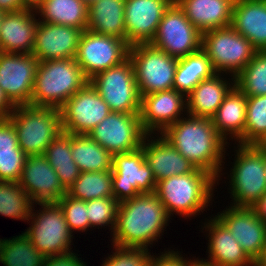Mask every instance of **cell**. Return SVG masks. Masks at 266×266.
Returning <instances> with one entry per match:
<instances>
[{"label":"cell","mask_w":266,"mask_h":266,"mask_svg":"<svg viewBox=\"0 0 266 266\" xmlns=\"http://www.w3.org/2000/svg\"><path fill=\"white\" fill-rule=\"evenodd\" d=\"M186 116L170 125L162 135L184 158L196 168L212 174L218 183L229 142L217 133L212 118Z\"/></svg>","instance_id":"obj_1"},{"label":"cell","mask_w":266,"mask_h":266,"mask_svg":"<svg viewBox=\"0 0 266 266\" xmlns=\"http://www.w3.org/2000/svg\"><path fill=\"white\" fill-rule=\"evenodd\" d=\"M170 219L155 192L139 194L119 203L112 244L148 249L158 242Z\"/></svg>","instance_id":"obj_2"},{"label":"cell","mask_w":266,"mask_h":266,"mask_svg":"<svg viewBox=\"0 0 266 266\" xmlns=\"http://www.w3.org/2000/svg\"><path fill=\"white\" fill-rule=\"evenodd\" d=\"M216 181L209 172L195 168L191 173L158 181L155 193L169 216L176 212L189 218L208 208Z\"/></svg>","instance_id":"obj_3"},{"label":"cell","mask_w":266,"mask_h":266,"mask_svg":"<svg viewBox=\"0 0 266 266\" xmlns=\"http://www.w3.org/2000/svg\"><path fill=\"white\" fill-rule=\"evenodd\" d=\"M87 82L75 58L39 61L29 105L59 109Z\"/></svg>","instance_id":"obj_4"},{"label":"cell","mask_w":266,"mask_h":266,"mask_svg":"<svg viewBox=\"0 0 266 266\" xmlns=\"http://www.w3.org/2000/svg\"><path fill=\"white\" fill-rule=\"evenodd\" d=\"M17 133L18 146L28 155H43L47 146L62 132L58 108L16 106L8 117Z\"/></svg>","instance_id":"obj_5"},{"label":"cell","mask_w":266,"mask_h":266,"mask_svg":"<svg viewBox=\"0 0 266 266\" xmlns=\"http://www.w3.org/2000/svg\"><path fill=\"white\" fill-rule=\"evenodd\" d=\"M237 148L230 171V205L252 207L266 193L265 150L238 143Z\"/></svg>","instance_id":"obj_6"},{"label":"cell","mask_w":266,"mask_h":266,"mask_svg":"<svg viewBox=\"0 0 266 266\" xmlns=\"http://www.w3.org/2000/svg\"><path fill=\"white\" fill-rule=\"evenodd\" d=\"M201 49L210 59L215 73H230L231 81H235L257 52L252 43L232 26L202 33Z\"/></svg>","instance_id":"obj_7"},{"label":"cell","mask_w":266,"mask_h":266,"mask_svg":"<svg viewBox=\"0 0 266 266\" xmlns=\"http://www.w3.org/2000/svg\"><path fill=\"white\" fill-rule=\"evenodd\" d=\"M128 57L141 96L173 88L177 58L150 44L131 45Z\"/></svg>","instance_id":"obj_8"},{"label":"cell","mask_w":266,"mask_h":266,"mask_svg":"<svg viewBox=\"0 0 266 266\" xmlns=\"http://www.w3.org/2000/svg\"><path fill=\"white\" fill-rule=\"evenodd\" d=\"M35 204L40 205L43 209L38 212L32 209L29 217V220H32V225L23 233L31 240L33 246L46 257L71 251L73 235L60 205L57 202Z\"/></svg>","instance_id":"obj_9"},{"label":"cell","mask_w":266,"mask_h":266,"mask_svg":"<svg viewBox=\"0 0 266 266\" xmlns=\"http://www.w3.org/2000/svg\"><path fill=\"white\" fill-rule=\"evenodd\" d=\"M89 82L111 112L140 113L141 95L129 57L121 64L97 73Z\"/></svg>","instance_id":"obj_10"},{"label":"cell","mask_w":266,"mask_h":266,"mask_svg":"<svg viewBox=\"0 0 266 266\" xmlns=\"http://www.w3.org/2000/svg\"><path fill=\"white\" fill-rule=\"evenodd\" d=\"M202 33L188 20L174 1L162 17L149 43L177 59L201 49Z\"/></svg>","instance_id":"obj_11"},{"label":"cell","mask_w":266,"mask_h":266,"mask_svg":"<svg viewBox=\"0 0 266 266\" xmlns=\"http://www.w3.org/2000/svg\"><path fill=\"white\" fill-rule=\"evenodd\" d=\"M157 182L146 162L143 149L113 155L112 188L118 203L142 193H153Z\"/></svg>","instance_id":"obj_12"},{"label":"cell","mask_w":266,"mask_h":266,"mask_svg":"<svg viewBox=\"0 0 266 266\" xmlns=\"http://www.w3.org/2000/svg\"><path fill=\"white\" fill-rule=\"evenodd\" d=\"M129 48L125 40L84 30L75 60L84 76L90 80L97 73L125 61Z\"/></svg>","instance_id":"obj_13"},{"label":"cell","mask_w":266,"mask_h":266,"mask_svg":"<svg viewBox=\"0 0 266 266\" xmlns=\"http://www.w3.org/2000/svg\"><path fill=\"white\" fill-rule=\"evenodd\" d=\"M62 131L87 135L111 110L90 82L60 108Z\"/></svg>","instance_id":"obj_14"},{"label":"cell","mask_w":266,"mask_h":266,"mask_svg":"<svg viewBox=\"0 0 266 266\" xmlns=\"http://www.w3.org/2000/svg\"><path fill=\"white\" fill-rule=\"evenodd\" d=\"M88 135L113 156L139 149L146 133L139 114L110 112Z\"/></svg>","instance_id":"obj_15"},{"label":"cell","mask_w":266,"mask_h":266,"mask_svg":"<svg viewBox=\"0 0 266 266\" xmlns=\"http://www.w3.org/2000/svg\"><path fill=\"white\" fill-rule=\"evenodd\" d=\"M38 63L33 54L0 52V86L15 106L30 104Z\"/></svg>","instance_id":"obj_16"},{"label":"cell","mask_w":266,"mask_h":266,"mask_svg":"<svg viewBox=\"0 0 266 266\" xmlns=\"http://www.w3.org/2000/svg\"><path fill=\"white\" fill-rule=\"evenodd\" d=\"M186 96L175 89L141 96L140 122L146 134H162L187 110Z\"/></svg>","instance_id":"obj_17"},{"label":"cell","mask_w":266,"mask_h":266,"mask_svg":"<svg viewBox=\"0 0 266 266\" xmlns=\"http://www.w3.org/2000/svg\"><path fill=\"white\" fill-rule=\"evenodd\" d=\"M230 231L247 256L255 262L266 246V224L251 207L229 206L215 215Z\"/></svg>","instance_id":"obj_18"},{"label":"cell","mask_w":266,"mask_h":266,"mask_svg":"<svg viewBox=\"0 0 266 266\" xmlns=\"http://www.w3.org/2000/svg\"><path fill=\"white\" fill-rule=\"evenodd\" d=\"M174 0H125L126 42L149 44L154 38L164 13Z\"/></svg>","instance_id":"obj_19"},{"label":"cell","mask_w":266,"mask_h":266,"mask_svg":"<svg viewBox=\"0 0 266 266\" xmlns=\"http://www.w3.org/2000/svg\"><path fill=\"white\" fill-rule=\"evenodd\" d=\"M84 30L39 21L32 54L39 61L75 58Z\"/></svg>","instance_id":"obj_20"},{"label":"cell","mask_w":266,"mask_h":266,"mask_svg":"<svg viewBox=\"0 0 266 266\" xmlns=\"http://www.w3.org/2000/svg\"><path fill=\"white\" fill-rule=\"evenodd\" d=\"M19 184L34 203L57 202L66 190L44 155H28Z\"/></svg>","instance_id":"obj_21"},{"label":"cell","mask_w":266,"mask_h":266,"mask_svg":"<svg viewBox=\"0 0 266 266\" xmlns=\"http://www.w3.org/2000/svg\"><path fill=\"white\" fill-rule=\"evenodd\" d=\"M157 134V139H154L156 137H153L152 134H146L141 144L146 162L152 170L156 182L173 175L180 176L191 173L196 167L184 158L167 138L162 134L159 136L158 132Z\"/></svg>","instance_id":"obj_22"},{"label":"cell","mask_w":266,"mask_h":266,"mask_svg":"<svg viewBox=\"0 0 266 266\" xmlns=\"http://www.w3.org/2000/svg\"><path fill=\"white\" fill-rule=\"evenodd\" d=\"M207 221L203 228L209 231V259H200L202 262L210 266H254V262L216 216Z\"/></svg>","instance_id":"obj_23"},{"label":"cell","mask_w":266,"mask_h":266,"mask_svg":"<svg viewBox=\"0 0 266 266\" xmlns=\"http://www.w3.org/2000/svg\"><path fill=\"white\" fill-rule=\"evenodd\" d=\"M31 10L6 12L0 25V51L32 54L38 20Z\"/></svg>","instance_id":"obj_24"},{"label":"cell","mask_w":266,"mask_h":266,"mask_svg":"<svg viewBox=\"0 0 266 266\" xmlns=\"http://www.w3.org/2000/svg\"><path fill=\"white\" fill-rule=\"evenodd\" d=\"M201 32L231 26L235 0H174Z\"/></svg>","instance_id":"obj_25"},{"label":"cell","mask_w":266,"mask_h":266,"mask_svg":"<svg viewBox=\"0 0 266 266\" xmlns=\"http://www.w3.org/2000/svg\"><path fill=\"white\" fill-rule=\"evenodd\" d=\"M231 26L257 51H266V0H235Z\"/></svg>","instance_id":"obj_26"},{"label":"cell","mask_w":266,"mask_h":266,"mask_svg":"<svg viewBox=\"0 0 266 266\" xmlns=\"http://www.w3.org/2000/svg\"><path fill=\"white\" fill-rule=\"evenodd\" d=\"M223 74L215 73L211 78L202 80L187 96V114L195 117L212 118L225 96L235 86L221 77ZM231 82V83H229Z\"/></svg>","instance_id":"obj_27"},{"label":"cell","mask_w":266,"mask_h":266,"mask_svg":"<svg viewBox=\"0 0 266 266\" xmlns=\"http://www.w3.org/2000/svg\"><path fill=\"white\" fill-rule=\"evenodd\" d=\"M247 96L234 86L212 117L217 133L227 142V136L239 142L244 136Z\"/></svg>","instance_id":"obj_28"},{"label":"cell","mask_w":266,"mask_h":266,"mask_svg":"<svg viewBox=\"0 0 266 266\" xmlns=\"http://www.w3.org/2000/svg\"><path fill=\"white\" fill-rule=\"evenodd\" d=\"M125 0H96L88 6L87 30L126 41Z\"/></svg>","instance_id":"obj_29"},{"label":"cell","mask_w":266,"mask_h":266,"mask_svg":"<svg viewBox=\"0 0 266 266\" xmlns=\"http://www.w3.org/2000/svg\"><path fill=\"white\" fill-rule=\"evenodd\" d=\"M71 153L80 172L112 170L113 156L88 134H71Z\"/></svg>","instance_id":"obj_30"},{"label":"cell","mask_w":266,"mask_h":266,"mask_svg":"<svg viewBox=\"0 0 266 266\" xmlns=\"http://www.w3.org/2000/svg\"><path fill=\"white\" fill-rule=\"evenodd\" d=\"M215 74L210 59L202 50L178 59L173 89L187 96L202 80Z\"/></svg>","instance_id":"obj_31"},{"label":"cell","mask_w":266,"mask_h":266,"mask_svg":"<svg viewBox=\"0 0 266 266\" xmlns=\"http://www.w3.org/2000/svg\"><path fill=\"white\" fill-rule=\"evenodd\" d=\"M46 23L87 30L88 5L83 0H44L36 11Z\"/></svg>","instance_id":"obj_32"},{"label":"cell","mask_w":266,"mask_h":266,"mask_svg":"<svg viewBox=\"0 0 266 266\" xmlns=\"http://www.w3.org/2000/svg\"><path fill=\"white\" fill-rule=\"evenodd\" d=\"M59 177L60 183L67 191L80 175V170L71 153V133L61 132L50 143L43 154Z\"/></svg>","instance_id":"obj_33"},{"label":"cell","mask_w":266,"mask_h":266,"mask_svg":"<svg viewBox=\"0 0 266 266\" xmlns=\"http://www.w3.org/2000/svg\"><path fill=\"white\" fill-rule=\"evenodd\" d=\"M45 259L24 233L0 239V263L4 266H44Z\"/></svg>","instance_id":"obj_34"},{"label":"cell","mask_w":266,"mask_h":266,"mask_svg":"<svg viewBox=\"0 0 266 266\" xmlns=\"http://www.w3.org/2000/svg\"><path fill=\"white\" fill-rule=\"evenodd\" d=\"M66 193L84 201L113 196L112 170L81 172Z\"/></svg>","instance_id":"obj_35"},{"label":"cell","mask_w":266,"mask_h":266,"mask_svg":"<svg viewBox=\"0 0 266 266\" xmlns=\"http://www.w3.org/2000/svg\"><path fill=\"white\" fill-rule=\"evenodd\" d=\"M34 204L19 182L0 181V215L29 221Z\"/></svg>","instance_id":"obj_36"},{"label":"cell","mask_w":266,"mask_h":266,"mask_svg":"<svg viewBox=\"0 0 266 266\" xmlns=\"http://www.w3.org/2000/svg\"><path fill=\"white\" fill-rule=\"evenodd\" d=\"M235 86L247 97L266 95V51H257L235 77Z\"/></svg>","instance_id":"obj_37"},{"label":"cell","mask_w":266,"mask_h":266,"mask_svg":"<svg viewBox=\"0 0 266 266\" xmlns=\"http://www.w3.org/2000/svg\"><path fill=\"white\" fill-rule=\"evenodd\" d=\"M266 135V95L247 97L242 145H257Z\"/></svg>","instance_id":"obj_38"},{"label":"cell","mask_w":266,"mask_h":266,"mask_svg":"<svg viewBox=\"0 0 266 266\" xmlns=\"http://www.w3.org/2000/svg\"><path fill=\"white\" fill-rule=\"evenodd\" d=\"M89 227L98 229L108 226L113 232L116 225L117 211L119 203L114 197L92 199L86 201ZM111 225V226H110ZM100 226V227H99Z\"/></svg>","instance_id":"obj_39"},{"label":"cell","mask_w":266,"mask_h":266,"mask_svg":"<svg viewBox=\"0 0 266 266\" xmlns=\"http://www.w3.org/2000/svg\"><path fill=\"white\" fill-rule=\"evenodd\" d=\"M62 208L71 233L89 230L86 201L69 196L67 193L57 201Z\"/></svg>","instance_id":"obj_40"},{"label":"cell","mask_w":266,"mask_h":266,"mask_svg":"<svg viewBox=\"0 0 266 266\" xmlns=\"http://www.w3.org/2000/svg\"><path fill=\"white\" fill-rule=\"evenodd\" d=\"M111 245L115 252L102 262V266H150L153 255L149 249Z\"/></svg>","instance_id":"obj_41"},{"label":"cell","mask_w":266,"mask_h":266,"mask_svg":"<svg viewBox=\"0 0 266 266\" xmlns=\"http://www.w3.org/2000/svg\"><path fill=\"white\" fill-rule=\"evenodd\" d=\"M26 159L22 150L14 155L0 156V181L19 182Z\"/></svg>","instance_id":"obj_42"},{"label":"cell","mask_w":266,"mask_h":266,"mask_svg":"<svg viewBox=\"0 0 266 266\" xmlns=\"http://www.w3.org/2000/svg\"><path fill=\"white\" fill-rule=\"evenodd\" d=\"M17 133L9 118H0V156L14 155L20 151Z\"/></svg>","instance_id":"obj_43"},{"label":"cell","mask_w":266,"mask_h":266,"mask_svg":"<svg viewBox=\"0 0 266 266\" xmlns=\"http://www.w3.org/2000/svg\"><path fill=\"white\" fill-rule=\"evenodd\" d=\"M178 251H165L162 252L160 256H155L154 254L151 258L150 266H194L197 259L187 260L185 257L181 256Z\"/></svg>","instance_id":"obj_44"},{"label":"cell","mask_w":266,"mask_h":266,"mask_svg":"<svg viewBox=\"0 0 266 266\" xmlns=\"http://www.w3.org/2000/svg\"><path fill=\"white\" fill-rule=\"evenodd\" d=\"M73 251L46 257L44 266H86Z\"/></svg>","instance_id":"obj_45"},{"label":"cell","mask_w":266,"mask_h":266,"mask_svg":"<svg viewBox=\"0 0 266 266\" xmlns=\"http://www.w3.org/2000/svg\"><path fill=\"white\" fill-rule=\"evenodd\" d=\"M16 106L10 101L0 86V118H8Z\"/></svg>","instance_id":"obj_46"},{"label":"cell","mask_w":266,"mask_h":266,"mask_svg":"<svg viewBox=\"0 0 266 266\" xmlns=\"http://www.w3.org/2000/svg\"><path fill=\"white\" fill-rule=\"evenodd\" d=\"M0 9L5 12H18L25 8L21 0H0Z\"/></svg>","instance_id":"obj_47"},{"label":"cell","mask_w":266,"mask_h":266,"mask_svg":"<svg viewBox=\"0 0 266 266\" xmlns=\"http://www.w3.org/2000/svg\"><path fill=\"white\" fill-rule=\"evenodd\" d=\"M257 214L259 219H261L266 224V193L251 207Z\"/></svg>","instance_id":"obj_48"},{"label":"cell","mask_w":266,"mask_h":266,"mask_svg":"<svg viewBox=\"0 0 266 266\" xmlns=\"http://www.w3.org/2000/svg\"><path fill=\"white\" fill-rule=\"evenodd\" d=\"M43 1L44 0H21L25 9L35 12L41 7Z\"/></svg>","instance_id":"obj_49"},{"label":"cell","mask_w":266,"mask_h":266,"mask_svg":"<svg viewBox=\"0 0 266 266\" xmlns=\"http://www.w3.org/2000/svg\"><path fill=\"white\" fill-rule=\"evenodd\" d=\"M254 266H266V246L264 247L260 257L254 262Z\"/></svg>","instance_id":"obj_50"},{"label":"cell","mask_w":266,"mask_h":266,"mask_svg":"<svg viewBox=\"0 0 266 266\" xmlns=\"http://www.w3.org/2000/svg\"><path fill=\"white\" fill-rule=\"evenodd\" d=\"M257 146L259 148H262L264 150H266V135L264 136V138L257 144Z\"/></svg>","instance_id":"obj_51"},{"label":"cell","mask_w":266,"mask_h":266,"mask_svg":"<svg viewBox=\"0 0 266 266\" xmlns=\"http://www.w3.org/2000/svg\"><path fill=\"white\" fill-rule=\"evenodd\" d=\"M194 266H210V265L205 264L204 262H202L197 258V261L195 262Z\"/></svg>","instance_id":"obj_52"},{"label":"cell","mask_w":266,"mask_h":266,"mask_svg":"<svg viewBox=\"0 0 266 266\" xmlns=\"http://www.w3.org/2000/svg\"><path fill=\"white\" fill-rule=\"evenodd\" d=\"M5 13H6L5 11L0 9V25H1V22H2V19H3L4 15H5Z\"/></svg>","instance_id":"obj_53"},{"label":"cell","mask_w":266,"mask_h":266,"mask_svg":"<svg viewBox=\"0 0 266 266\" xmlns=\"http://www.w3.org/2000/svg\"><path fill=\"white\" fill-rule=\"evenodd\" d=\"M88 6L96 0H83Z\"/></svg>","instance_id":"obj_54"},{"label":"cell","mask_w":266,"mask_h":266,"mask_svg":"<svg viewBox=\"0 0 266 266\" xmlns=\"http://www.w3.org/2000/svg\"><path fill=\"white\" fill-rule=\"evenodd\" d=\"M265 171H266V150H265Z\"/></svg>","instance_id":"obj_55"}]
</instances>
